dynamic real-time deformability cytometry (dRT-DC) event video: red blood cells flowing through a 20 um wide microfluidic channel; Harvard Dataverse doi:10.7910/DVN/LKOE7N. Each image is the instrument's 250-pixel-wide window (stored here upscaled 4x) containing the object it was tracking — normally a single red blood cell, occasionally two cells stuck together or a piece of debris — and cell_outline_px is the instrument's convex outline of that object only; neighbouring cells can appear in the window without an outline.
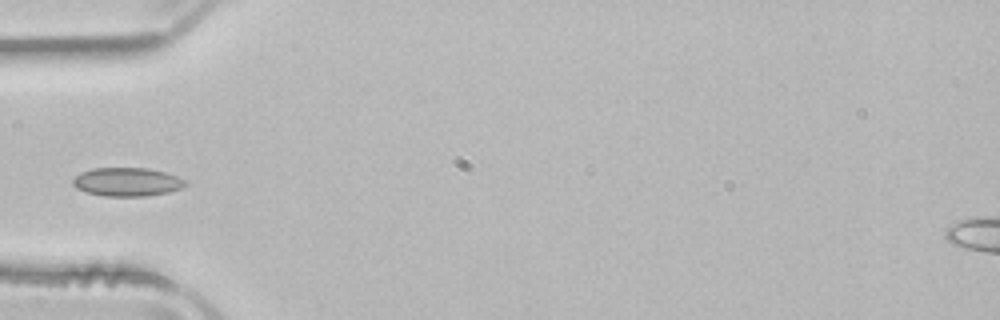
{"species": "common noctule bat (a hibernating species)", "species_latin": "Nyctalus noctula", "temperature_condition": "room temperature", "stored_images_in_passage": 3, "camera_frame_rate_fps": 3000, "um_per_image_px": 0.085, "animal": {"sex": "male", "body_mass_g": 21.5, "forearm_length_mm": 52.0}, "frame": {"image": 1, "passage_image": 3, "time_ms": 0.667, "image_size_px": [1000, 320], "cell_outline_px": [[188, 184], [184, 188], [168, 192], [144, 196], [104, 196], [88, 192], [76, 188], [72, 184], [72, 180], [80, 172], [92, 168], [148, 168], [164, 172], [176, 176], [184, 180]], "centroid_in_image_um": [10.8, 15.46], "position_along_channel_um": 74.2, "area_um2": 18.73}}